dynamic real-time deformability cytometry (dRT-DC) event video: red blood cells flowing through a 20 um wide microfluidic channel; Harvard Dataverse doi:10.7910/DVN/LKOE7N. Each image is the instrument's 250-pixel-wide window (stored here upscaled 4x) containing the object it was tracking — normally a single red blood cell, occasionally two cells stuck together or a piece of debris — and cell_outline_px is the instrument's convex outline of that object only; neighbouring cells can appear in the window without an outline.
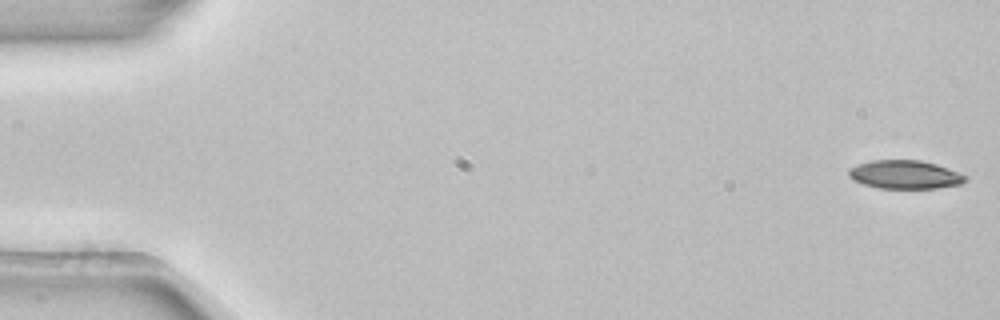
{"species": "common noctule bat (a hibernating species)", "species_latin": "Nyctalus noctula", "temperature_condition": "room temperature", "stored_images_in_passage": 53, "camera_frame_rate_fps": 3000, "um_per_image_px": 0.085, "animal": {"sex": "female", "body_mass_g": 22.7, "forearm_length_mm": 54.2}, "frame": {"image": 1, "passage_image": 1, "time_ms": 0.0, "image_size_px": [1000, 320], "cell_outline_px": [[968, 180], [960, 184], [936, 188], [880, 188], [864, 184], [852, 180], [848, 176], [848, 172], [852, 168], [860, 164], [872, 160], [920, 160], [936, 164], [968, 176]], "centroid_in_image_um": [76.94, 14.84], "position_along_channel_um": 8.1, "area_um2": 19.19}}
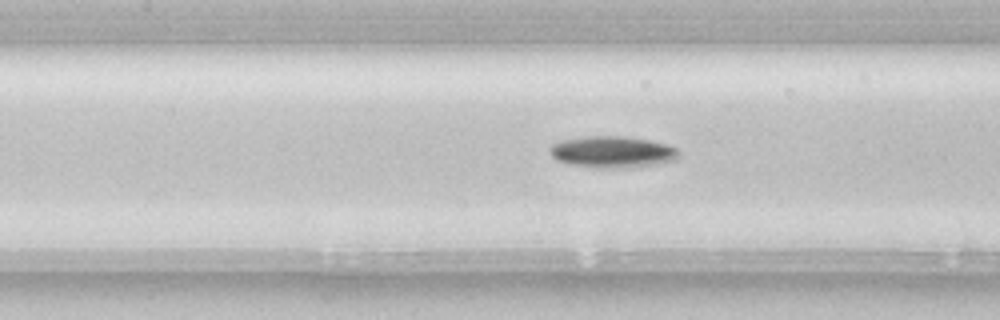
{"frame": {"image": 2, "passage_image": 24, "time_ms": 7.667, "image_size_px": [1000, 320], "cell_outline_px": [[676, 160], [660, 164], [636, 168], [600, 168], [568, 164], [556, 160], [548, 152], [548, 148], [552, 144], [564, 140], [584, 136], [624, 136], [648, 140], [668, 144], [676, 148]], "centroid_in_image_um": [52.03, 12.93], "position_along_channel_um": 155.4, "area_um2": 23.99}}
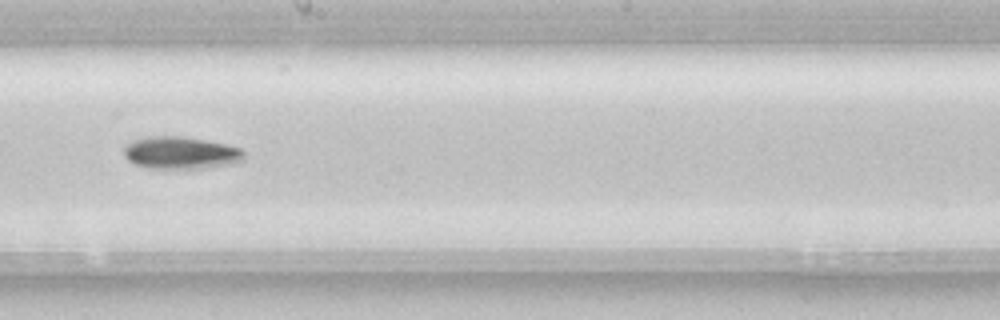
{"frame": {"image": 3, "passage_image": 30, "time_ms": 9.667, "image_size_px": [1000, 320], "cell_outline_px": [[244, 160], [228, 164], [204, 168], [148, 168], [132, 164], [124, 156], [124, 148], [128, 144], [136, 140], [152, 136], [184, 136], [224, 144], [240, 148], [244, 152]], "centroid_in_image_um": [15.35, 13.0], "position_along_channel_um": 232.9, "area_um2": 22.43}, "authors_computed_cell_mechanics": {"area_um2": 20.4612, "velocity_mm_per_s": 3.8786, "shape_relaxation_time_tau1_ms": 3.8682, "shape_relaxation_time_tau2_ms": null, "deformation_change_tau1": 0.1172, "deformation_change_tau2": null}}